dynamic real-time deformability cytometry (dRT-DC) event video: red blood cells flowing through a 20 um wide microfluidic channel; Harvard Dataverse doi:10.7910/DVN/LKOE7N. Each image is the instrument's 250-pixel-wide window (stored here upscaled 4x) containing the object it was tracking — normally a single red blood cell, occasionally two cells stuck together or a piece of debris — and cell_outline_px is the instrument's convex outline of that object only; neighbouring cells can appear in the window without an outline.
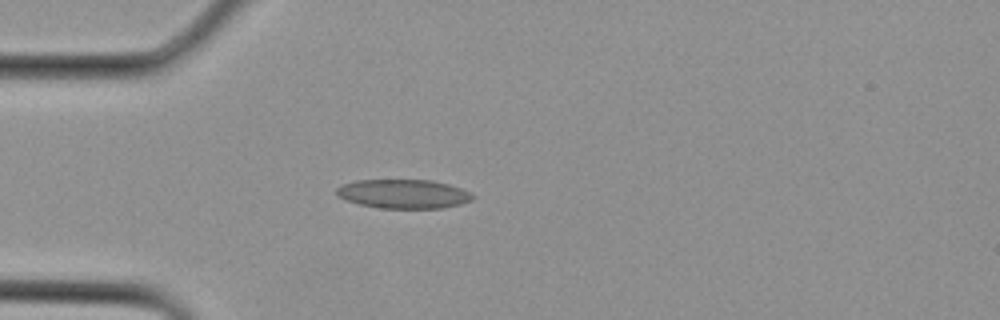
{"species": "Egyptian fruit bat (a non-hibernating species)", "species_latin": "Rousettus aegyptiacus", "temperature_condition": "cold", "stored_images_in_passage": 3, "camera_frame_rate_fps": 3000, "um_per_image_px": 0.085, "animal": {"sex": "female"}, "frame": {"image": 1, "passage_image": 3, "time_ms": 0.667, "image_size_px": [1000, 320], "cell_outline_px": [[476, 196], [472, 200], [460, 204], [444, 208], [380, 208], [360, 204], [336, 196], [336, 188], [344, 184], [356, 180], [432, 180], [448, 184], [460, 188]], "centroid_in_image_um": [34.3, 16.48], "position_along_channel_um": 50.7, "area_um2": 22.95}}